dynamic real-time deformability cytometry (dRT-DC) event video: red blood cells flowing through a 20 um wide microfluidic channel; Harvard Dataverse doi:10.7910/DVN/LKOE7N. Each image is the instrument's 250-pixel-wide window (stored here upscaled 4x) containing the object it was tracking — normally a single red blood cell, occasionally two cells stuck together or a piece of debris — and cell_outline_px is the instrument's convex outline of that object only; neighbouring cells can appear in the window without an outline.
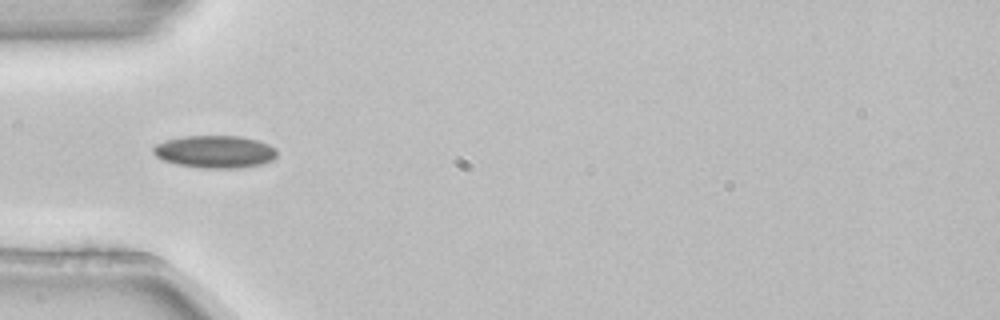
{"species": "common noctule bat (a hibernating species)", "species_latin": "Nyctalus noctula", "temperature_condition": "room temperature", "stored_images_in_passage": 6, "camera_frame_rate_fps": 3000, "um_per_image_px": 0.085, "animal": {"sex": "female", "body_mass_g": 22.7, "forearm_length_mm": 54.2}, "frame": {"image": 1, "passage_image": 4, "time_ms": 1.0, "image_size_px": [1000, 320], "cell_outline_px": [[276, 156], [272, 160], [260, 164], [236, 168], [204, 168], [180, 164], [164, 160], [156, 156], [152, 152], [152, 148], [156, 144], [168, 140], [184, 136], [240, 136], [256, 140], [268, 144], [276, 148]], "centroid_in_image_um": [18.28, 12.89], "position_along_channel_um": 66.7, "area_um2": 23.12}}